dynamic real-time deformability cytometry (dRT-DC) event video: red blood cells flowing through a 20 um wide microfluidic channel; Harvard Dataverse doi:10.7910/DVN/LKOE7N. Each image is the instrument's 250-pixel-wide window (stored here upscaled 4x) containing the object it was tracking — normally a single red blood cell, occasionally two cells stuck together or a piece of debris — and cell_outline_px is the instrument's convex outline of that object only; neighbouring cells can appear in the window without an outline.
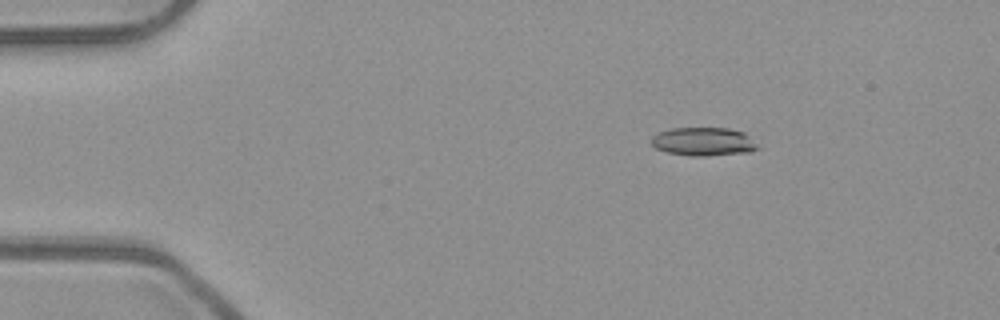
{"species": "common noctule bat (a hibernating species)", "species_latin": "Nyctalus noctula", "temperature_condition": "room temperature", "stored_images_in_passage": 17, "camera_frame_rate_fps": 3000, "um_per_image_px": 0.085, "animal": {"sex": "male", "body_mass_g": 23.1, "forearm_length_mm": 52.7}, "frame": {"image": 1, "passage_image": 9, "time_ms": 2.667, "image_size_px": [1000, 320], "cell_outline_px": [[760, 148], [752, 152], [704, 156], [688, 156], [668, 152], [656, 148], [652, 144], [652, 136], [660, 132], [672, 128], [728, 128], [760, 136]], "centroid_in_image_um": [59.98, 12.03], "position_along_channel_um": 25.0, "area_um2": 18.26}}